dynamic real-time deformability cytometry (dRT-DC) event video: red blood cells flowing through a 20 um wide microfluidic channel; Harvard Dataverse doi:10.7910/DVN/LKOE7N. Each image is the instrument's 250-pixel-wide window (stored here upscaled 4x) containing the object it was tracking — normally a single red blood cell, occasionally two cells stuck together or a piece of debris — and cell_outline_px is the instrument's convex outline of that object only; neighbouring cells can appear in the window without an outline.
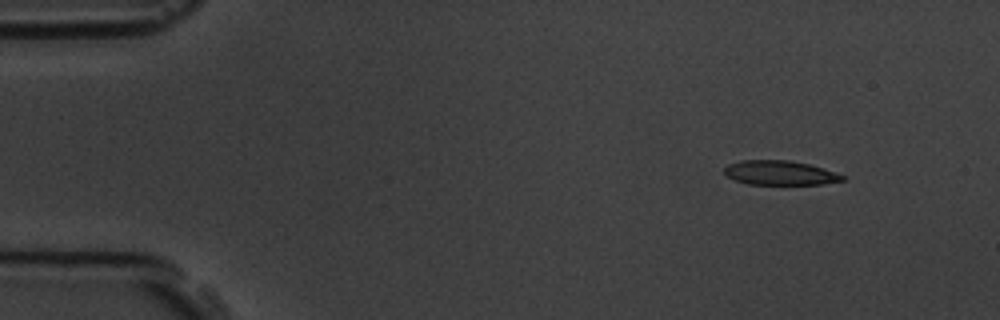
{"species": "common noctule bat (a hibernating species)", "species_latin": "Nyctalus noctula", "temperature_condition": "room temperature", "stored_images_in_passage": 3, "camera_frame_rate_fps": 3000, "um_per_image_px": 0.085, "animal": {"sex": "male", "body_mass_g": 19.5, "forearm_length_mm": 54.6}, "frame": {"image": 1, "passage_image": 1, "time_ms": 0.0, "image_size_px": [1000, 320], "cell_outline_px": [[844, 180], [820, 184], [748, 184], [736, 180], [728, 176], [724, 172], [724, 168], [728, 164], [740, 160], [788, 160], [808, 164], [844, 176]], "centroid_in_image_um": [66.23, 14.68], "position_along_channel_um": 18.8, "area_um2": 16.42}}